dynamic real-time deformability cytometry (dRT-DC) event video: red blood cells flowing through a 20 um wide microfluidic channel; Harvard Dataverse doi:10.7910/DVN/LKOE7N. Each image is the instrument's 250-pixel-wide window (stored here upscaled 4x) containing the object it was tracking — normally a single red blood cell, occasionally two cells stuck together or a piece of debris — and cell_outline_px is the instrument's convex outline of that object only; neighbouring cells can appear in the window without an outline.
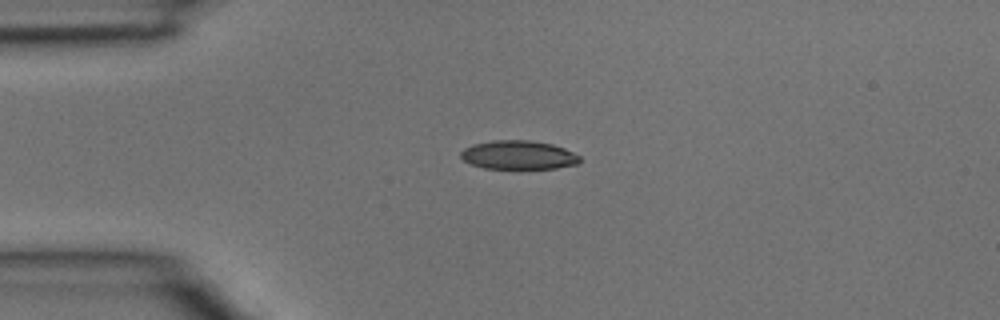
{"species": "common noctule bat (a hibernating species)", "species_latin": "Nyctalus noctula", "temperature_condition": "room temperature", "stored_images_in_passage": 2, "camera_frame_rate_fps": 3000, "um_per_image_px": 0.085, "animal": {"sex": "male", "body_mass_g": 15.6}, "frame": {"image": 1, "passage_image": 1, "time_ms": 0.0, "image_size_px": [1000, 320], "cell_outline_px": [[580, 160], [576, 164], [556, 168], [484, 168], [472, 164], [464, 160], [460, 156], [460, 152], [464, 148], [472, 144], [496, 140], [528, 140], [552, 144], [564, 148], [580, 156]], "centroid_in_image_um": [44.05, 13.17], "position_along_channel_um": 40.9, "area_um2": 19.77}}